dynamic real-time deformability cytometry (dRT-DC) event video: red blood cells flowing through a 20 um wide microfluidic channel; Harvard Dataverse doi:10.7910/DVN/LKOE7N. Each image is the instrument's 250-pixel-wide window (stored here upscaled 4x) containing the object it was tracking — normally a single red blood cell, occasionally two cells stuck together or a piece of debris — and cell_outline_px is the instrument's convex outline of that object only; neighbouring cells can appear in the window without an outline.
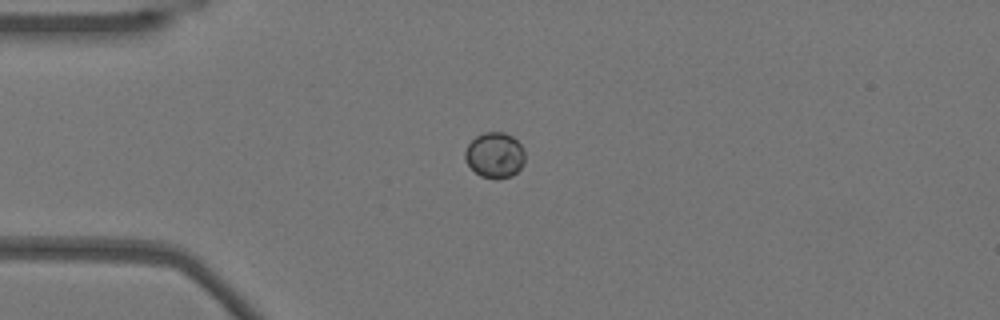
{"species": "Egyptian fruit bat (a non-hibernating species)", "species_latin": "Rousettus aegyptiacus", "temperature_condition": "warm", "stored_images_in_passage": 52, "camera_frame_rate_fps": 3000, "um_per_image_px": 0.085, "animal": {"sex": "female"}, "frame": {"image": 1, "passage_image": 12, "time_ms": 3.667, "image_size_px": [1000, 320], "cell_outline_px": [[524, 164], [512, 176], [496, 180], [480, 176], [468, 164], [464, 156], [464, 152], [468, 144], [476, 136], [484, 132], [504, 132], [512, 136], [520, 144], [524, 152]], "centroid_in_image_um": [42.05, 13.19], "position_along_channel_um": 42.9, "area_um2": 15.95}}
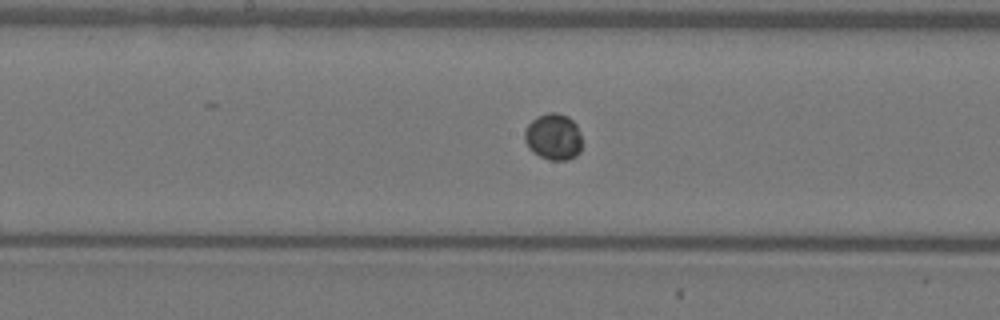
{"frame": {"image": 2, "passage_image": 26, "time_ms": 8.333, "image_size_px": [1000, 320], "cell_outline_px": [[580, 152], [576, 156], [568, 160], [552, 160], [540, 156], [532, 152], [528, 148], [524, 140], [524, 132], [528, 124], [536, 116], [548, 112], [556, 112], [568, 116], [576, 124], [580, 132]], "centroid_in_image_um": [47.02, 11.62], "position_along_channel_um": 201.2, "area_um2": 15.66}}
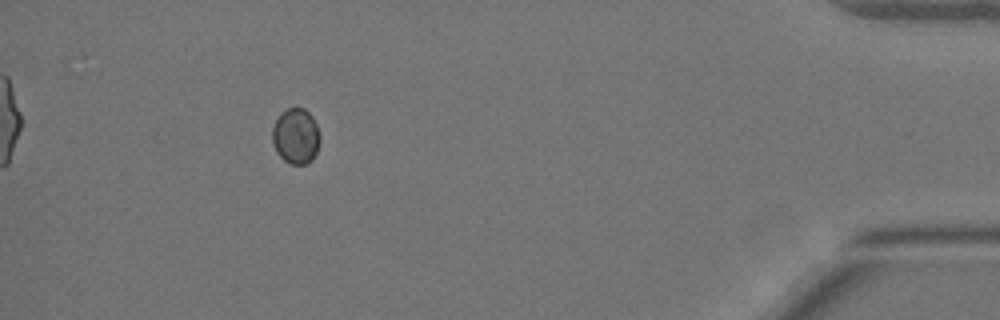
{"frame": {"image": 3, "passage_image": 47, "time_ms": 15.333, "image_size_px": [1000, 320], "cell_outline_px": [[320, 140], [316, 152], [312, 160], [304, 164], [292, 164], [284, 160], [276, 152], [272, 140], [272, 128], [280, 112], [288, 108], [304, 108], [312, 116], [316, 124], [320, 136]], "centroid_in_image_um": [25.14, 11.56], "position_along_channel_um": 410.1, "area_um2": 15.43}}